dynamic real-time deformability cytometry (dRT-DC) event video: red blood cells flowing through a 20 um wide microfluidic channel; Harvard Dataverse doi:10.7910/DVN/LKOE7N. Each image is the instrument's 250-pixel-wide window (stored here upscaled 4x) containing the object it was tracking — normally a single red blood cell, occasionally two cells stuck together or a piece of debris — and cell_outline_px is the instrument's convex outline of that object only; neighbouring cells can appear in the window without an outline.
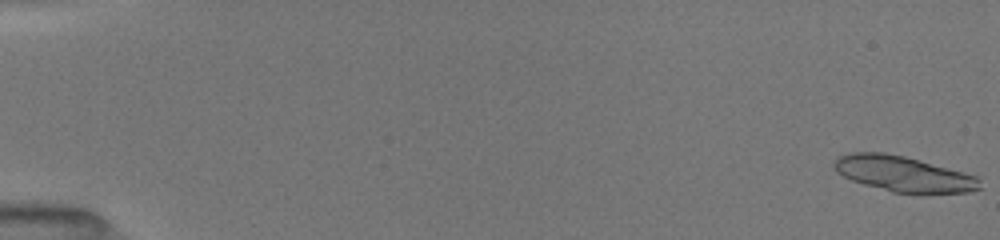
{"species": "common noctule bat (a hibernating species)", "species_latin": "Nyctalus noctula", "temperature_condition": "room temperature", "stored_images_in_passage": 55, "camera_frame_rate_fps": 3000, "um_per_image_px": 0.085, "animal": {"sex": "female", "body_mass_g": 19.5, "forearm_length_mm": 54.1}, "frame": {"image": 1, "passage_image": 1, "time_ms": 0.0, "image_size_px": [1000, 240], "cell_outline_px": [[980, 188], [968, 192], [920, 196], [892, 192], [864, 184], [852, 180], [836, 172], [832, 164], [836, 156], [848, 152], [884, 152], [904, 156], [976, 176], [980, 180]], "centroid_in_image_um": [76.77, 14.81], "position_along_channel_um": 8.2, "area_um2": 30.75}}
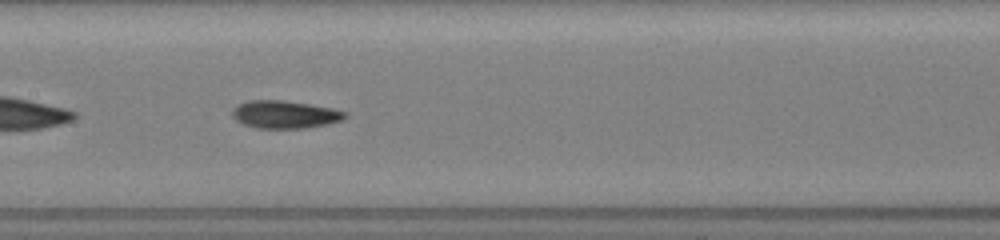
{"frame": {"image": 2, "passage_image": 23, "time_ms": 9.0, "image_size_px": [1000, 240], "cell_outline_px": [[348, 116], [344, 120], [328, 124], [304, 128], [256, 128], [244, 124], [236, 120], [232, 116], [232, 108], [248, 100], [284, 100], [332, 108], [348, 112]], "centroid_in_image_um": [24.24, 9.73], "position_along_channel_um": 183.2, "area_um2": 18.32}}
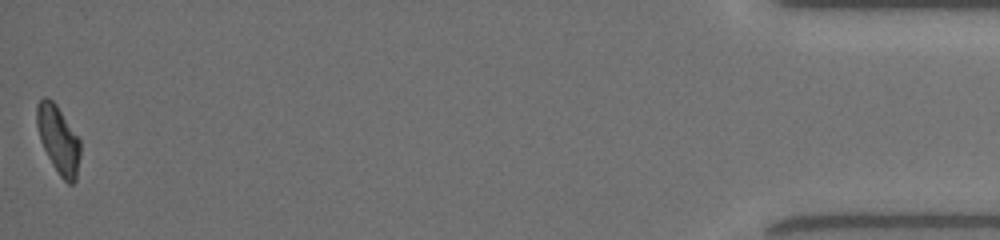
{"frame": {"image": 3, "passage_image": 54, "time_ms": 17.333, "image_size_px": [1000, 240], "cell_outline_px": [[80, 156], [76, 180], [72, 184], [68, 184], [60, 176], [52, 164], [40, 140], [36, 124], [36, 104], [44, 96], [52, 100], [56, 104], [80, 140]], "centroid_in_image_um": [4.95, 11.86], "position_along_channel_um": 430.2, "area_um2": 17.11}, "authors_computed_cell_mechanics": {"area_um2": 17.7446, "velocity_mm_per_s": 3.9789, "shape_relaxation_time_tau1_ms": 2.6089, "shape_relaxation_time_tau2_ms": 1.9715, "deformation_change_tau1": 0.1126, "deformation_change_tau2": 0.0782}}